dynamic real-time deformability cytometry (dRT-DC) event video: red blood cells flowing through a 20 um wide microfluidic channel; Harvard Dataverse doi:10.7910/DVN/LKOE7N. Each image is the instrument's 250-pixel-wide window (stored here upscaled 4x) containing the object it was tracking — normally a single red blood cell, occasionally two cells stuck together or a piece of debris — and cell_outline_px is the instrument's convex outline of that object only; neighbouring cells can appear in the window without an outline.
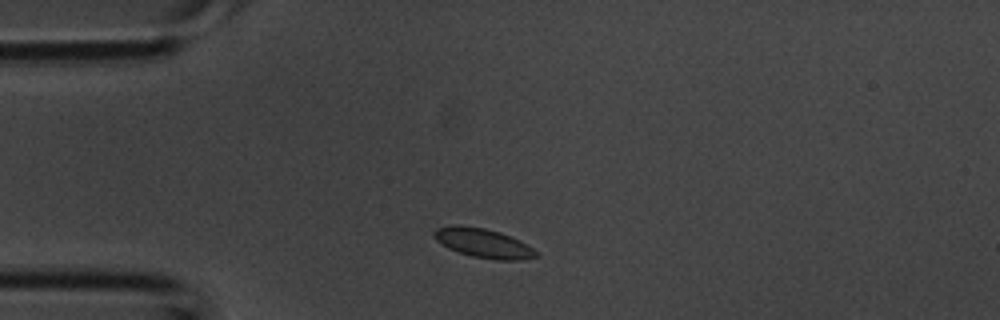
{"species": "common noctule bat (a hibernating species)", "species_latin": "Nyctalus noctula", "temperature_condition": "room temperature", "stored_images_in_passage": 1, "camera_frame_rate_fps": 3000, "um_per_image_px": 0.085, "animal": {"sex": "male", "body_mass_g": 20.1, "forearm_length_mm": 53.5}, "frame": {"image": 1, "passage_image": 1, "time_ms": 0.0, "image_size_px": [1000, 320], "cell_outline_px": [[536, 256], [520, 260], [496, 260], [472, 256], [448, 248], [436, 240], [432, 236], [432, 232], [436, 228], [452, 224], [456, 224], [484, 228], [500, 232], [512, 236], [520, 240], [532, 248], [536, 252]], "centroid_in_image_um": [41.03, 20.64], "position_along_channel_um": 44.0, "area_um2": 17.4}}